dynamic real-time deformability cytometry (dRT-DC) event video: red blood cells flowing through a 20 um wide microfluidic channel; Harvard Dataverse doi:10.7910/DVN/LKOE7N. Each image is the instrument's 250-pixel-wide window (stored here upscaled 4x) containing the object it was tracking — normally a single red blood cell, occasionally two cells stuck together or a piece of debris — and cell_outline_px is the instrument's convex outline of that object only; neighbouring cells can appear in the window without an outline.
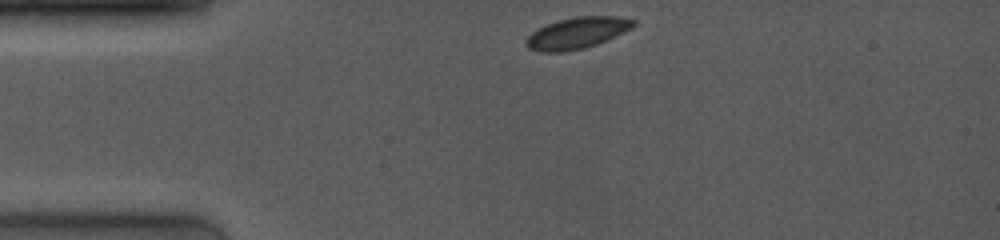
{"species": "common noctule bat (a hibernating species)", "species_latin": "Nyctalus noctula", "temperature_condition": "room temperature", "stored_images_in_passage": 2, "camera_frame_rate_fps": 4000, "um_per_image_px": 0.085, "animal": {"sex": "female", "body_mass_g": 19.0, "forearm_length_mm": 53.3}, "frame": {"image": 1, "passage_image": 1, "time_ms": 0.0, "image_size_px": [1000, 240], "cell_outline_px": [[636, 24], [632, 28], [596, 44], [584, 48], [564, 52], [540, 52], [528, 48], [524, 44], [524, 40], [536, 28], [560, 20], [576, 16], [616, 16], [636, 20]], "centroid_in_image_um": [49.01, 2.81], "position_along_channel_um": 36.0, "area_um2": 19.59}}